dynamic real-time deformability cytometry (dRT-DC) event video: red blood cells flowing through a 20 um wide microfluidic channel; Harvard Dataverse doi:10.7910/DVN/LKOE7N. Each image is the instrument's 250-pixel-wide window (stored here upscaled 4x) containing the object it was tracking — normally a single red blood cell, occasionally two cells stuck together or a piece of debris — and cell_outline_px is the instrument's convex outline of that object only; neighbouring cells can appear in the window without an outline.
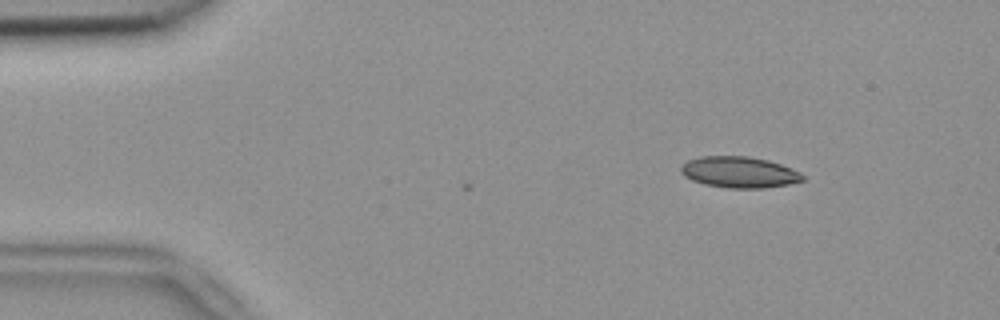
{"species": "common noctule bat (a hibernating species)", "species_latin": "Nyctalus noctula", "temperature_condition": "room temperature", "stored_images_in_passage": 35, "camera_frame_rate_fps": 3000, "um_per_image_px": 0.085, "animal": {"sex": "female", "body_mass_g": 18.4}, "frame": {"image": 1, "passage_image": 1, "time_ms": 0.0, "image_size_px": [1000, 320], "cell_outline_px": [[804, 180], [788, 184], [764, 188], [728, 188], [704, 184], [692, 180], [684, 176], [680, 172], [680, 168], [688, 160], [700, 156], [748, 156], [768, 160], [792, 168], [800, 172], [804, 176]], "centroid_in_image_um": [62.83, 14.63], "position_along_channel_um": 22.2, "area_um2": 22.14}}
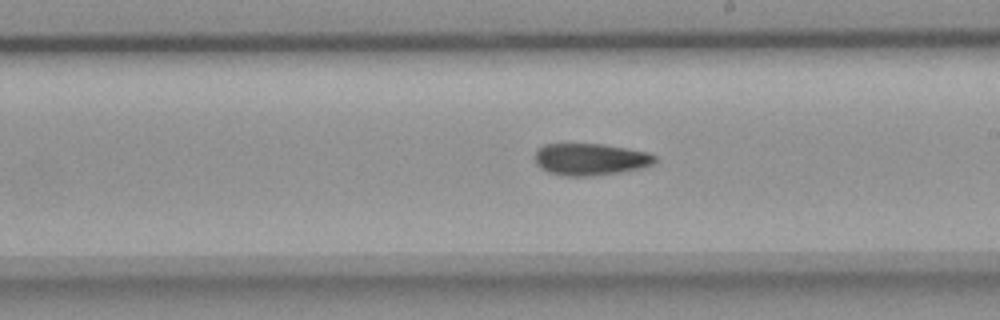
{"frame": {"image": 2, "passage_image": 24, "time_ms": 7.667, "image_size_px": [1000, 320], "cell_outline_px": [[656, 164], [640, 168], [620, 172], [592, 176], [564, 176], [548, 172], [540, 168], [536, 164], [536, 152], [544, 144], [600, 144], [648, 152], [656, 156]], "centroid_in_image_um": [50.2, 13.55], "position_along_channel_um": 238.8, "area_um2": 22.25}}
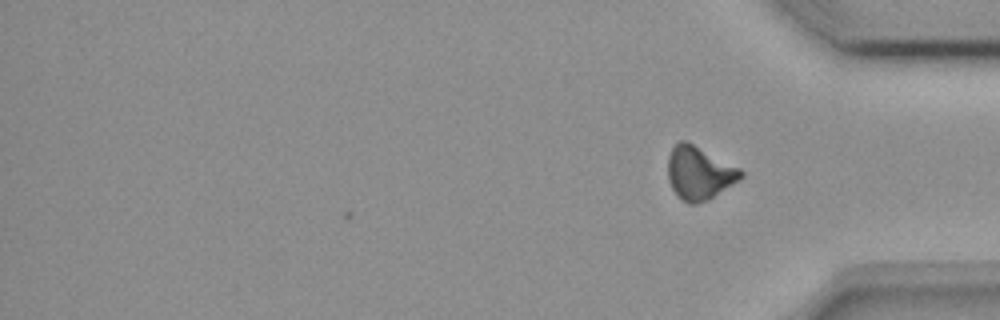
{"frame": {"image": 3, "passage_image": 35, "time_ms": 11.333, "image_size_px": [1000, 320], "cell_outline_px": [[744, 176], [712, 196], [696, 204], [688, 204], [672, 188], [668, 180], [668, 156], [672, 148], [680, 140], [684, 140], [740, 168], [744, 172]], "centroid_in_image_um": [59.41, 14.68], "position_along_channel_um": 375.8, "area_um2": 21.91}, "authors_computed_cell_mechanics": {"area_um2": 22.4842, "velocity_mm_per_s": 3.8419, "shape_relaxation_time_tau1_ms": 8.8902, "shape_relaxation_time_tau2_ms": null, "deformation_change_tau1": 0.1866, "deformation_change_tau2": null}}